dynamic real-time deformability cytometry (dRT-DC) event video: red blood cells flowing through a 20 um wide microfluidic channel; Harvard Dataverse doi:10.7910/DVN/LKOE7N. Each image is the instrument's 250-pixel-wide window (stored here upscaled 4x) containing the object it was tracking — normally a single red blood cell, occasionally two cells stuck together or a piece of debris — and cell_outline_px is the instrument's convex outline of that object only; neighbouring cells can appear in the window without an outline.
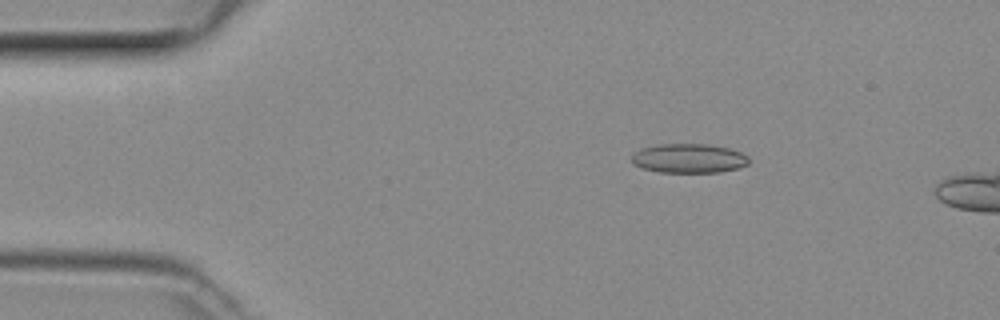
{"species": "common noctule bat (a hibernating species)", "species_latin": "Nyctalus noctula", "temperature_condition": "room temperature", "stored_images_in_passage": 41, "camera_frame_rate_fps": 3000, "um_per_image_px": 0.085, "animal": {"sex": "female", "body_mass_g": 29.2, "forearm_length_mm": 56.3}, "frame": {"image": 1, "passage_image": 3, "time_ms": 0.667, "image_size_px": [1000, 320], "cell_outline_px": [[748, 164], [740, 168], [720, 172], [660, 172], [644, 168], [632, 164], [632, 156], [640, 148], [656, 144], [708, 144], [728, 148], [740, 152], [748, 156]], "centroid_in_image_um": [58.55, 13.45], "position_along_channel_um": 26.4, "area_um2": 20.0}}
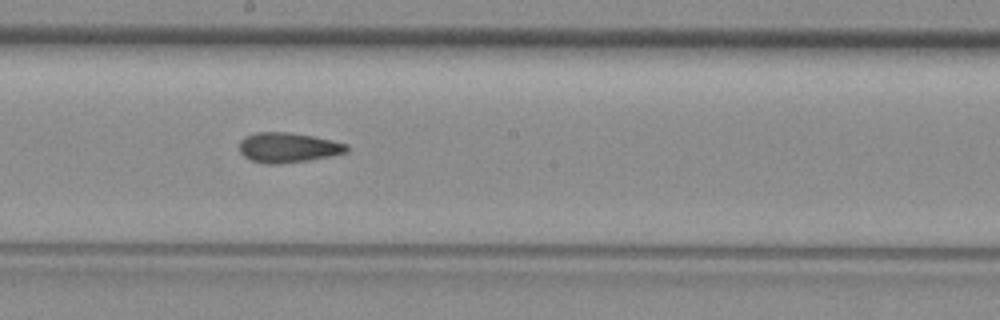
{"frame": {"image": 2, "passage_image": 21, "time_ms": 6.667, "image_size_px": [1000, 320], "cell_outline_px": [[348, 152], [308, 160], [276, 164], [264, 164], [252, 160], [244, 156], [240, 152], [240, 140], [244, 136], [256, 132], [288, 132], [312, 136], [332, 140], [348, 144]], "centroid_in_image_um": [24.46, 12.53], "position_along_channel_um": 223.7, "area_um2": 18.67}}
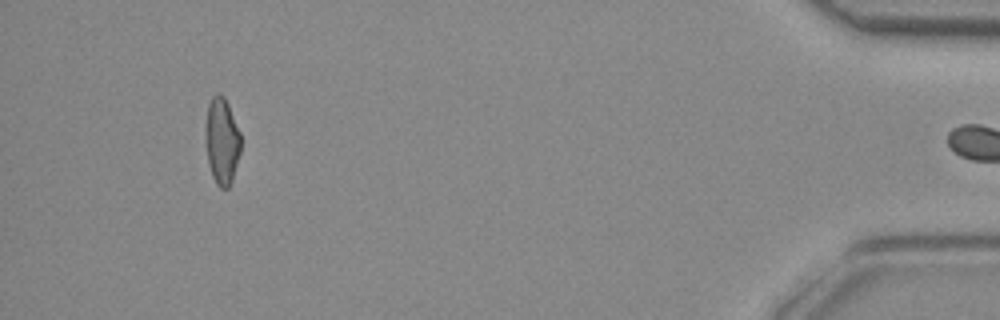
{"frame": {"image": 3, "passage_image": 40, "time_ms": 13.0, "image_size_px": [1000, 320], "cell_outline_px": [[240, 152], [232, 180], [228, 188], [220, 188], [216, 184], [212, 176], [208, 164], [208, 104], [212, 96], [216, 92], [224, 96], [228, 104], [240, 132]], "centroid_in_image_um": [18.9, 12.0], "position_along_channel_um": 416.3, "area_um2": 17.11}}